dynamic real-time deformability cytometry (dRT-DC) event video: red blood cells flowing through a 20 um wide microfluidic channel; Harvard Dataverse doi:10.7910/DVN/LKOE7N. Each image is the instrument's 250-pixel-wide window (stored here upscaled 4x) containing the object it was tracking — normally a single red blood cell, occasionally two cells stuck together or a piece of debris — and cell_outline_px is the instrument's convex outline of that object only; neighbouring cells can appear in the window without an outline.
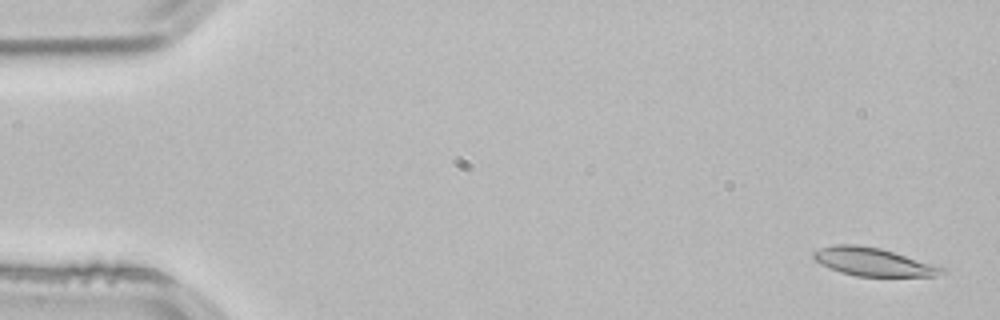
{"species": "common noctule bat (a hibernating species)", "species_latin": "Nyctalus noctula", "temperature_condition": "room temperature", "stored_images_in_passage": 53, "camera_frame_rate_fps": 3000, "um_per_image_px": 0.085, "animal": {"sex": "male", "body_mass_g": 21.5, "forearm_length_mm": 52.0}, "frame": {"image": 1, "passage_image": 2, "time_ms": 0.333, "image_size_px": [1000, 320], "cell_outline_px": [[944, 272], [936, 276], [856, 276], [840, 272], [820, 264], [812, 256], [812, 252], [820, 248], [832, 244], [856, 244], [880, 248], [944, 268]], "centroid_in_image_um": [74.13, 22.25], "position_along_channel_um": 10.9, "area_um2": 20.75}}
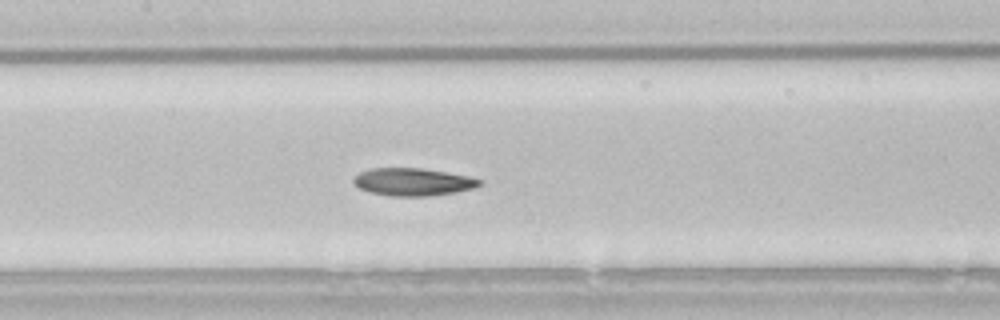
{"frame": {"image": 2, "passage_image": 25, "time_ms": 8.0, "image_size_px": [1000, 320], "cell_outline_px": [[484, 180], [480, 184], [472, 188], [456, 192], [428, 196], [388, 196], [368, 192], [360, 188], [352, 180], [360, 172], [372, 168], [420, 168], [468, 176]], "centroid_in_image_um": [35.08, 15.47], "position_along_channel_um": 172.3, "area_um2": 20.11}}
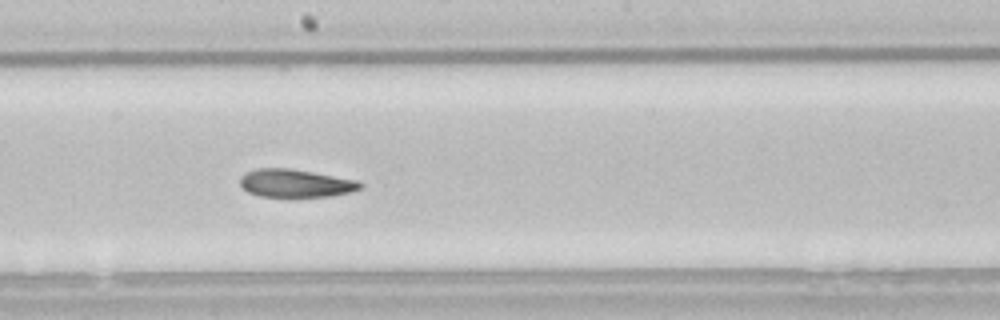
{"frame": {"image": 3, "passage_image": 29, "time_ms": 9.333, "image_size_px": [1000, 320], "cell_outline_px": [[364, 188], [352, 192], [332, 196], [288, 200], [284, 200], [260, 196], [248, 192], [240, 184], [240, 176], [256, 168], [288, 168], [312, 172], [356, 180], [364, 184]], "centroid_in_image_um": [25.14, 15.64], "position_along_channel_um": 223.1, "area_um2": 20.58}, "authors_computed_cell_mechanics": {"area_um2": 21.0392, "velocity_mm_per_s": 3.8202, "shape_relaxation_time_tau1_ms": 4.8775, "shape_relaxation_time_tau2_ms": 3.9696, "deformation_change_tau1": 0.147, "deformation_change_tau2": 0.1122}}